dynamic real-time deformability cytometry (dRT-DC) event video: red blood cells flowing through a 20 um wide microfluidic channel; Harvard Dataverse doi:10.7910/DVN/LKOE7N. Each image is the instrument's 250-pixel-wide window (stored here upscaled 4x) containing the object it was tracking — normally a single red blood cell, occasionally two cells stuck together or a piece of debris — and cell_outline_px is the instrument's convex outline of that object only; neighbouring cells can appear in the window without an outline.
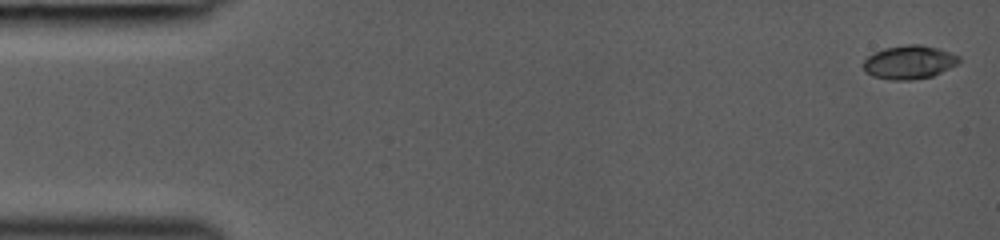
{"species": "common noctule bat (a hibernating species)", "species_latin": "Nyctalus noctula", "temperature_condition": "room temperature", "stored_images_in_passage": 38, "camera_frame_rate_fps": 3000, "um_per_image_px": 0.085, "animal": {"sex": "female", "body_mass_g": 19.0, "forearm_length_mm": 53.3}, "frame": {"image": 1, "passage_image": 1, "time_ms": 0.0, "image_size_px": [1000, 240], "cell_outline_px": [[960, 60], [956, 64], [932, 76], [912, 80], [892, 80], [872, 76], [864, 72], [864, 60], [872, 52], [884, 48], [908, 44], [920, 44], [940, 48], [960, 56]], "centroid_in_image_um": [77.25, 5.28], "position_along_channel_um": 7.7, "area_um2": 18.79}}
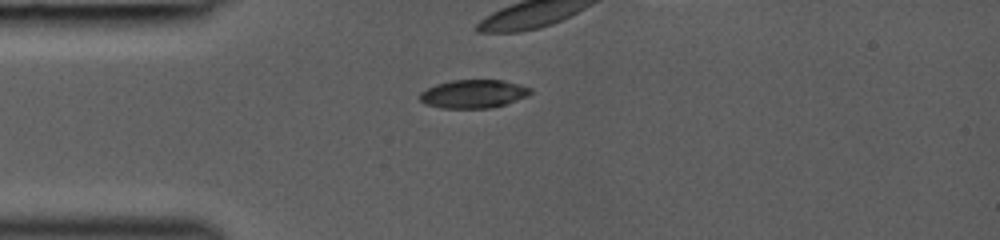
{"frame": {"image": 2, "passage_image": 12, "time_ms": 3.667, "image_size_px": [1000, 240], "cell_outline_px": [[532, 92], [528, 96], [504, 104], [488, 108], [440, 108], [424, 104], [420, 100], [420, 92], [436, 84], [452, 80], [504, 80], [520, 84], [532, 88]], "centroid_in_image_um": [40.24, 7.97], "position_along_channel_um": 44.8, "area_um2": 18.32}}